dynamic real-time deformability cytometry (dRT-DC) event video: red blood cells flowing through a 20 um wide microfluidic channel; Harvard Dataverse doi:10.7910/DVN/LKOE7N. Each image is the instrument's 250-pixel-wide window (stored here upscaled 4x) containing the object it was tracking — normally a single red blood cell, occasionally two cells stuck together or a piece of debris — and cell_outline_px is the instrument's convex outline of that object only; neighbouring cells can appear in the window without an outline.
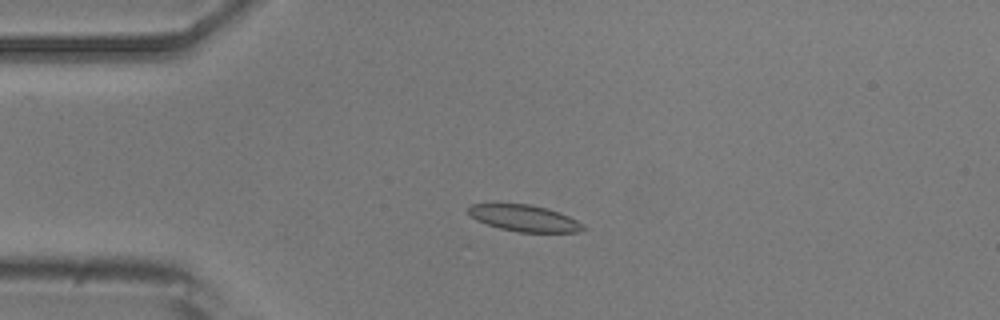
{"species": "common noctule bat (a hibernating species)", "species_latin": "Nyctalus noctula", "temperature_condition": "room temperature", "stored_images_in_passage": 9, "camera_frame_rate_fps": 3000, "um_per_image_px": 0.085, "animal": {"sex": "male", "body_mass_g": 20.5, "forearm_length_mm": 52.5}, "frame": {"image": 1, "passage_image": 3, "time_ms": 3.0, "image_size_px": [1000, 320], "cell_outline_px": [[588, 228], [580, 232], [520, 232], [500, 228], [476, 220], [468, 212], [468, 208], [472, 204], [528, 204], [548, 208], [560, 212], [576, 220]], "centroid_in_image_um": [44.61, 18.55], "position_along_channel_um": 40.4, "area_um2": 17.57}}
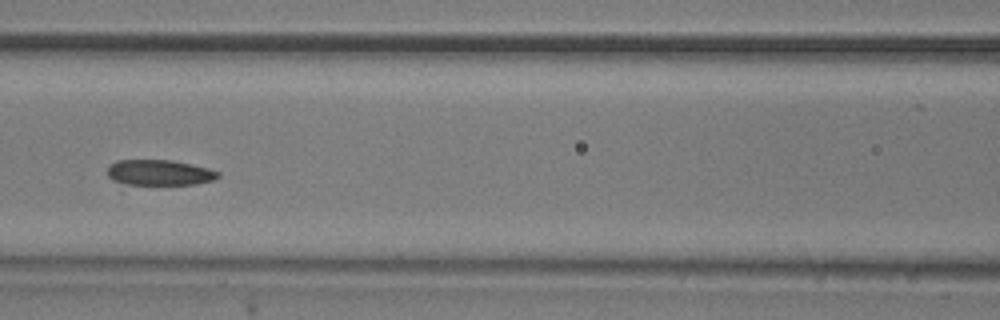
{"frame": {"image": 2, "passage_image": 6, "time_ms": 6.667, "image_size_px": [1000, 320], "cell_outline_px": [[220, 176], [212, 180], [196, 184], [128, 184], [112, 180], [108, 176], [108, 168], [116, 160], [172, 160], [208, 168], [220, 172]], "centroid_in_image_um": [13.56, 14.66], "position_along_channel_um": 153.0, "area_um2": 16.3}}